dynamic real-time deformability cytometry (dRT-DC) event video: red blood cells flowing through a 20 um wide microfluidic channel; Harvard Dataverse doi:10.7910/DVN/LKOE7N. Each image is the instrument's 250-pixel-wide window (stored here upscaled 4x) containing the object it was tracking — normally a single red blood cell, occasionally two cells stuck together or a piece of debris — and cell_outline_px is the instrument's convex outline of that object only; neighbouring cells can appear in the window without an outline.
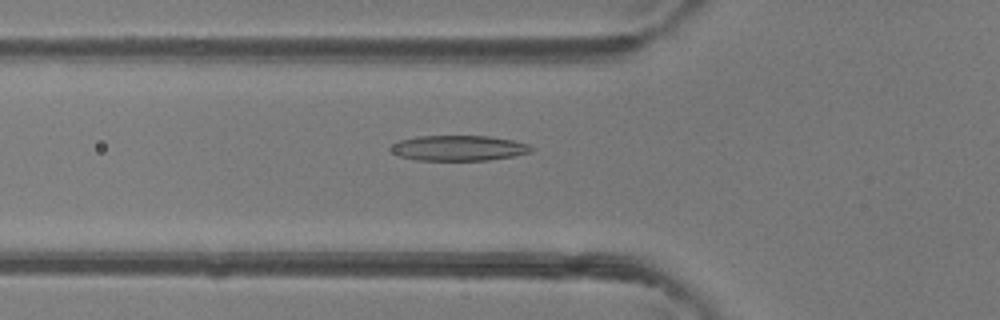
{"species": "common noctule bat (a hibernating species)", "species_latin": "Nyctalus noctula", "temperature_condition": "room temperature", "stored_images_in_passage": 44, "camera_frame_rate_fps": 3000, "um_per_image_px": 0.085, "animal": {"sex": "female"}, "frame": {"image": 1, "passage_image": 14, "time_ms": 4.333, "image_size_px": [1000, 320], "cell_outline_px": [[536, 148], [532, 152], [512, 156], [488, 160], [416, 160], [400, 156], [392, 152], [388, 148], [392, 144], [400, 140], [416, 136], [488, 136], [512, 140], [528, 144]], "centroid_in_image_um": [38.98, 12.58], "position_along_channel_um": 86.8, "area_um2": 20.81}}
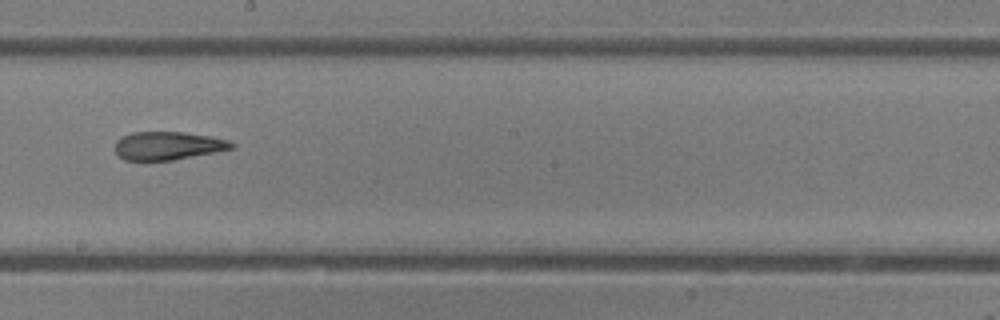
{"frame": {"image": 2, "passage_image": 24, "time_ms": 7.667, "image_size_px": [1000, 320], "cell_outline_px": [[236, 148], [216, 152], [172, 160], [124, 160], [116, 152], [116, 140], [132, 132], [184, 132], [212, 136], [228, 140], [236, 144]], "centroid_in_image_um": [14.33, 12.38], "position_along_channel_um": 233.9, "area_um2": 19.19}}
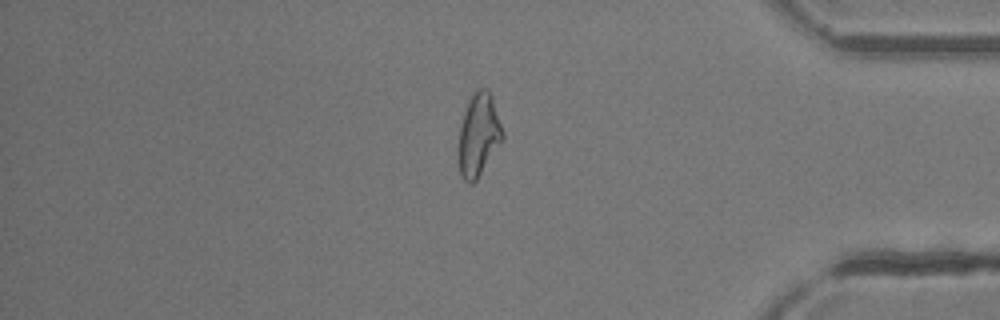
{"frame": {"image": 3, "passage_image": 37, "time_ms": 12.0, "image_size_px": [1000, 320], "cell_outline_px": [[504, 140], [476, 180], [472, 184], [468, 184], [460, 176], [460, 128], [464, 112], [468, 100], [472, 92], [476, 88], [484, 88], [492, 96], [504, 132]], "centroid_in_image_um": [40.72, 11.45], "position_along_channel_um": 394.5, "area_um2": 21.15}, "authors_computed_cell_mechanics": {"area_um2": 21.0681, "velocity_mm_per_s": 4.3981, "shape_relaxation_time_tau1_ms": null, "shape_relaxation_time_tau2_ms": 2.3541, "deformation_change_tau1": null, "deformation_change_tau2": 0.1186}}